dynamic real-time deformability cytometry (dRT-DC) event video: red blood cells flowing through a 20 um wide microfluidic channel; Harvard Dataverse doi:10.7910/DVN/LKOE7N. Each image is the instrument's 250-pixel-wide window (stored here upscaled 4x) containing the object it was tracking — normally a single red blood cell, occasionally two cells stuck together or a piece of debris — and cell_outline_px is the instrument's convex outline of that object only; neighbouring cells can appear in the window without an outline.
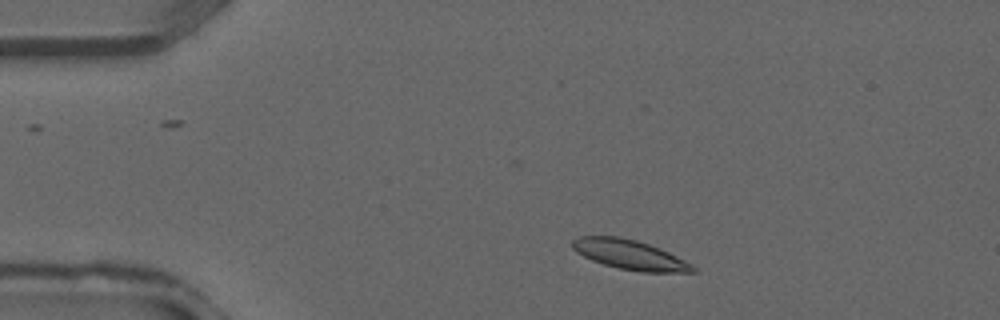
{"species": "common noctule bat (a hibernating species)", "species_latin": "Nyctalus noctula", "temperature_condition": "warm", "stored_images_in_passage": 33, "camera_frame_rate_fps": 3000, "um_per_image_px": 0.085, "animal": {"sex": "male", "forearm_length_mm": 52.5}, "frame": {"image": 1, "passage_image": 3, "time_ms": 0.667, "image_size_px": [1000, 320], "cell_outline_px": [[696, 272], [644, 272], [620, 268], [604, 264], [592, 260], [576, 252], [572, 248], [572, 240], [580, 236], [620, 236], [636, 240], [648, 244], [668, 252], [692, 264], [696, 268]], "centroid_in_image_um": [53.52, 21.64], "position_along_channel_um": 31.5, "area_um2": 20.58}}
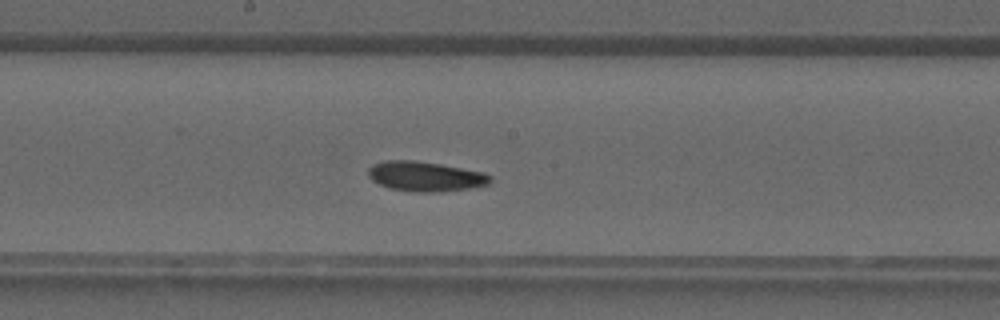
{"frame": {"image": 2, "passage_image": 16, "time_ms": 5.0, "image_size_px": [1000, 320], "cell_outline_px": [[492, 180], [488, 184], [472, 188], [440, 192], [416, 192], [388, 188], [372, 180], [368, 176], [368, 168], [372, 164], [384, 160], [412, 160], [440, 164], [484, 172], [492, 176]], "centroid_in_image_um": [36.15, 14.99], "position_along_channel_um": 212.0, "area_um2": 21.39}}
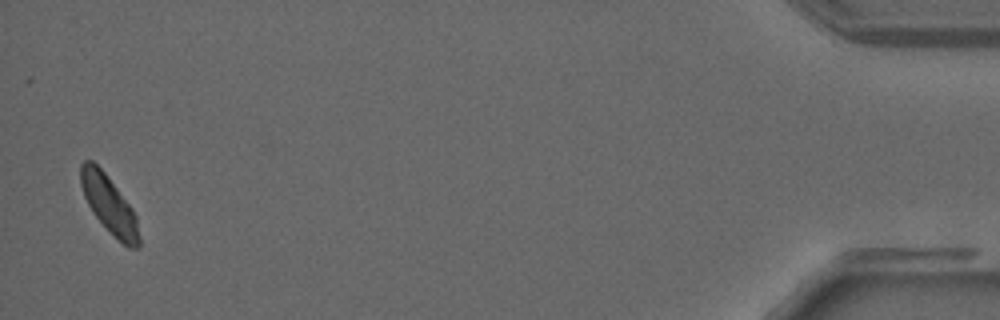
{"frame": {"image": 3, "passage_image": 33, "time_ms": 10.667, "image_size_px": [1000, 320], "cell_outline_px": [[140, 248], [128, 248], [92, 212], [84, 196], [80, 184], [80, 164], [84, 160], [92, 160], [104, 172], [132, 208], [136, 216], [140, 236]], "centroid_in_image_um": [9.28, 17.37], "position_along_channel_um": 425.9, "area_um2": 19.19}}